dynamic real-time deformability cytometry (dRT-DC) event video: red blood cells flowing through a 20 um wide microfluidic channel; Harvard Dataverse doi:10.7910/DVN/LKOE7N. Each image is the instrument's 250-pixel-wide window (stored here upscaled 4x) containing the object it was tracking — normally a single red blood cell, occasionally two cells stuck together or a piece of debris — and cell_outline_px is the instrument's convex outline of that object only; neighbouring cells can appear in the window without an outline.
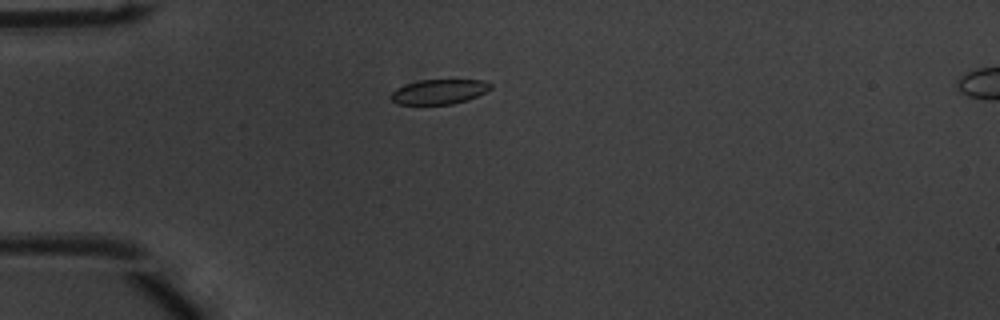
{"species": "common noctule bat (a hibernating species)", "species_latin": "Nyctalus noctula", "temperature_condition": "warm", "stored_images_in_passage": 44, "camera_frame_rate_fps": 3000, "um_per_image_px": 0.085, "animal": {"sex": "male", "body_mass_g": 20.1, "forearm_length_mm": 53.5}, "frame": {"image": 1, "passage_image": 6, "time_ms": 1.667, "image_size_px": [1000, 320], "cell_outline_px": [[492, 88], [468, 100], [452, 104], [396, 104], [388, 96], [396, 88], [404, 84], [420, 80], [484, 80], [492, 84]], "centroid_in_image_um": [37.29, 7.79], "position_along_channel_um": 47.7, "area_um2": 14.45}}
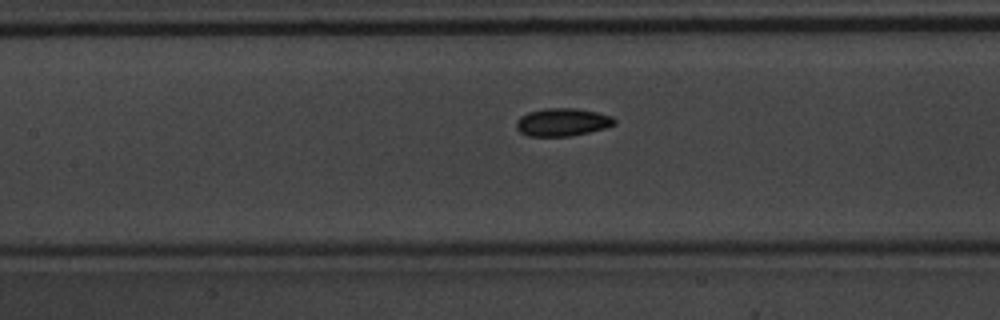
{"frame": {"image": 2, "passage_image": 16, "time_ms": 5.0, "image_size_px": [1000, 320], "cell_outline_px": [[616, 124], [604, 128], [588, 132], [568, 136], [528, 136], [520, 132], [516, 128], [516, 120], [520, 116], [528, 112], [544, 108], [576, 108], [596, 112], [612, 116], [616, 120]], "centroid_in_image_um": [47.78, 10.37], "position_along_channel_um": 159.6, "area_um2": 15.95}}
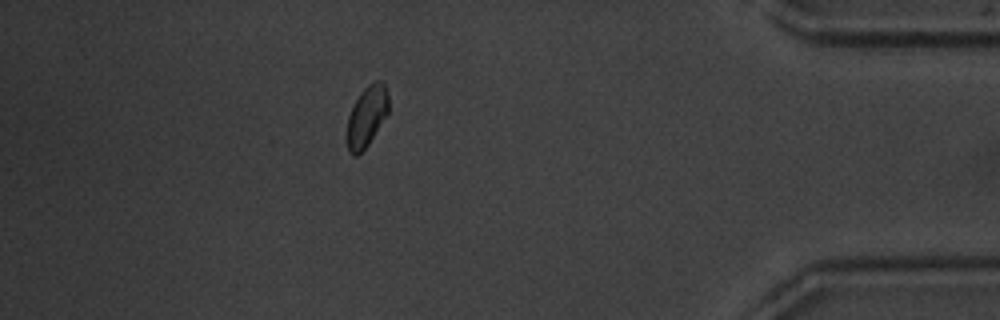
{"frame": {"image": 3, "passage_image": 38, "time_ms": 12.333, "image_size_px": [1000, 320], "cell_outline_px": [[388, 112], [368, 144], [356, 156], [352, 156], [348, 152], [348, 116], [360, 92], [372, 80], [380, 80], [384, 84], [388, 92]], "centroid_in_image_um": [31.18, 9.85], "position_along_channel_um": 404.0, "area_um2": 14.45}, "authors_computed_cell_mechanics": {"area_um2": 15.3748, "velocity_mm_per_s": 3.8745, "shape_relaxation_time_tau1_ms": null, "shape_relaxation_time_tau2_ms": 2.7795, "deformation_change_tau1": null, "deformation_change_tau2": 0.0391}}